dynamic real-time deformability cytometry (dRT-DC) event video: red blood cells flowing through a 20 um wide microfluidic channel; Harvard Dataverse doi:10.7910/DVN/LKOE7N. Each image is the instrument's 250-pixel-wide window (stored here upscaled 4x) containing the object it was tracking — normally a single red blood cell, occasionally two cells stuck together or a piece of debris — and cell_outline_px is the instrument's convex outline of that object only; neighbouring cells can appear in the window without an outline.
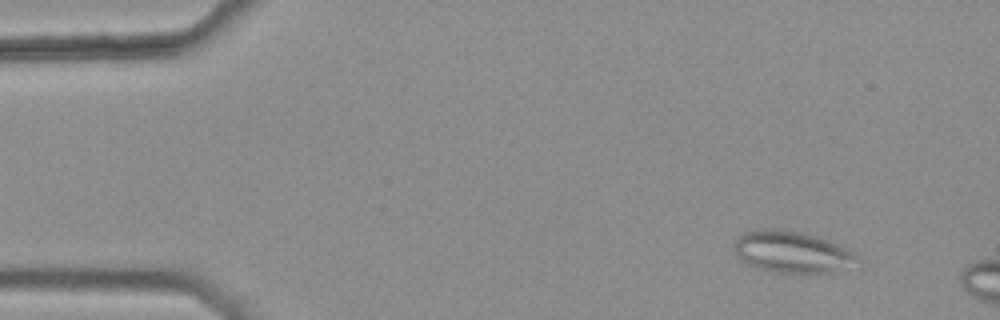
{"species": "common noctule bat (a hibernating species)", "species_latin": "Nyctalus noctula", "temperature_condition": "warm", "stored_images_in_passage": 9, "camera_frame_rate_fps": 3000, "um_per_image_px": 0.085, "animal": {"sex": "female", "body_mass_g": 25.1}, "frame": {"image": 1, "passage_image": 4, "time_ms": 1.0, "image_size_px": [1000, 320], "cell_outline_px": [[860, 260], [828, 272], [776, 272], [756, 268], [748, 264], [736, 256], [732, 248], [736, 240], [744, 232], [764, 228], [780, 228], [800, 232], [816, 236], [828, 240], [848, 248], [860, 256]], "centroid_in_image_um": [67.26, 21.38], "position_along_channel_um": 17.7, "area_um2": 29.59}}